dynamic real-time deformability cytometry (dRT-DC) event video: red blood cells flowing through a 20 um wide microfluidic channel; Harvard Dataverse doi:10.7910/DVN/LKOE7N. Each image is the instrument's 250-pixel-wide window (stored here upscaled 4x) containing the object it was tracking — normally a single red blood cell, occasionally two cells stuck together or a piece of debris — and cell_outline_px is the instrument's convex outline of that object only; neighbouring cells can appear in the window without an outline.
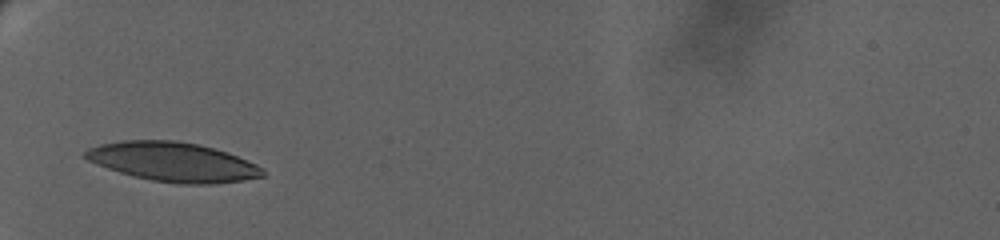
{"species": "human", "species_latin": "Homo sapiens", "temperature_condition": "warm", "stored_images_in_passage": 35, "camera_frame_rate_fps": 3000, "um_per_image_px": 0.085, "donor": {"sex": "female"}, "frame": {"image": 1, "passage_image": 1, "time_ms": 0.0, "image_size_px": [1000, 240], "cell_outline_px": [[264, 176], [244, 180], [212, 184], [180, 184], [152, 180], [120, 172], [96, 164], [80, 156], [88, 148], [100, 144], [124, 140], [176, 140], [196, 144], [212, 148], [236, 156], [256, 164], [264, 168]], "centroid_in_image_um": [14.68, 13.76], "position_along_channel_um": 70.3, "area_um2": 40.34}}
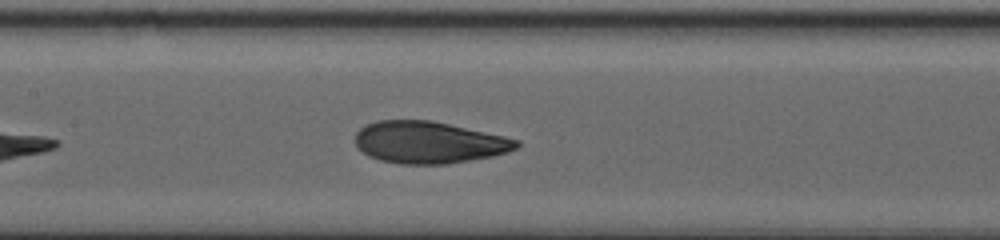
{"frame": {"image": 2, "passage_image": 8, "time_ms": 3.667, "image_size_px": [1000, 240], "cell_outline_px": [[520, 144], [516, 148], [508, 152], [492, 156], [448, 164], [400, 164], [380, 160], [368, 156], [356, 148], [356, 132], [364, 124], [376, 120], [432, 120], [504, 136], [520, 140]], "centroid_in_image_um": [36.42, 12.1], "position_along_channel_um": 171.0, "area_um2": 39.65}}
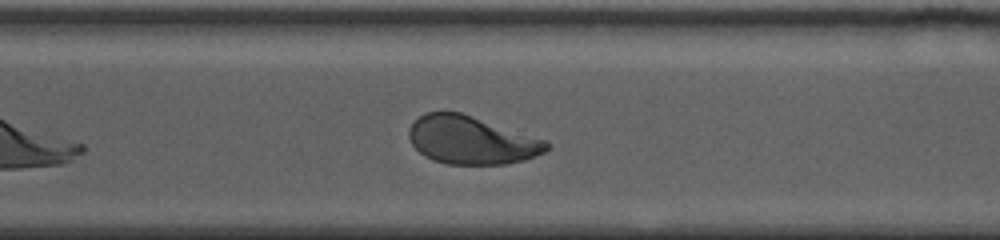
{"frame": {"image": 3, "passage_image": 19, "time_ms": 9.0, "image_size_px": [1000, 240], "cell_outline_px": [[548, 148], [544, 152], [524, 160], [504, 164], [448, 164], [424, 156], [412, 144], [408, 136], [408, 128], [424, 112], [460, 112], [544, 140], [548, 144]], "centroid_in_image_um": [40.01, 11.91], "position_along_channel_um": 330.6, "area_um2": 37.86}, "authors_computed_cell_mechanics": {"area_um2": 39.9976, "velocity_mm_per_s": 2.9972, "shape_relaxation_time_tau1_ms": 6.9738, "shape_relaxation_time_tau2_ms": 1.0722, "deformation_change_tau1": 0.2175, "deformation_change_tau2": 0.0629}}